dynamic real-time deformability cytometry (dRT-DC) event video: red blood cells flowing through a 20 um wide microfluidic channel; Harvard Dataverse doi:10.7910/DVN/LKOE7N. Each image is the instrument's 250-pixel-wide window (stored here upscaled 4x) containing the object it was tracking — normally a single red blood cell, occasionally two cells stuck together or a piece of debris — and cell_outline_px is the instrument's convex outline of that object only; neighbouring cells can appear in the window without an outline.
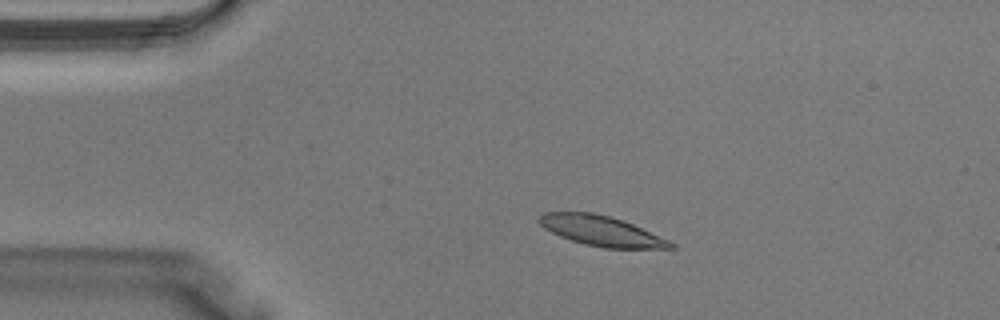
{"species": "Egyptian fruit bat (a non-hibernating species)", "species_latin": "Rousettus aegyptiacus", "temperature_condition": "warm", "stored_images_in_passage": 38, "camera_frame_rate_fps": 3000, "um_per_image_px": 0.085, "animal": {"sex": "male"}, "frame": {"image": 1, "passage_image": 7, "time_ms": 2.0, "image_size_px": [1000, 320], "cell_outline_px": [[676, 248], [604, 248], [584, 244], [560, 236], [544, 228], [536, 220], [536, 216], [544, 212], [592, 212], [624, 220], [668, 240], [676, 244]], "centroid_in_image_um": [51.07, 19.61], "position_along_channel_um": 33.9, "area_um2": 23.0}}
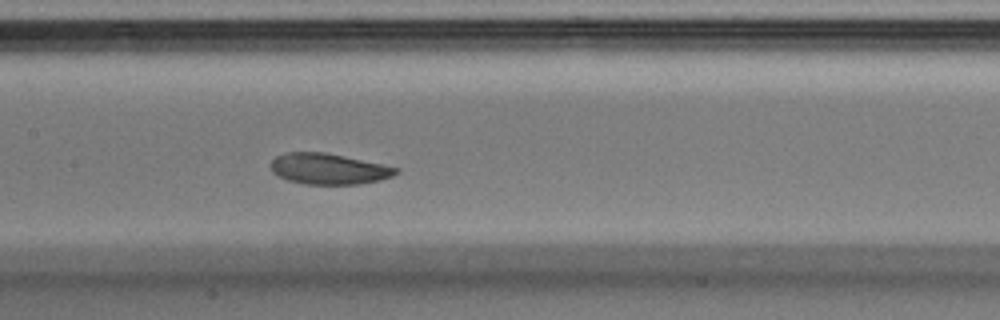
{"frame": {"image": 2, "passage_image": 18, "time_ms": 5.667, "image_size_px": [1000, 320], "cell_outline_px": [[400, 172], [392, 176], [380, 180], [360, 184], [304, 184], [288, 180], [276, 176], [272, 172], [272, 160], [276, 156], [288, 152], [324, 152], [384, 164], [400, 168]], "centroid_in_image_um": [27.96, 14.36], "position_along_channel_um": 179.4, "area_um2": 22.6}}
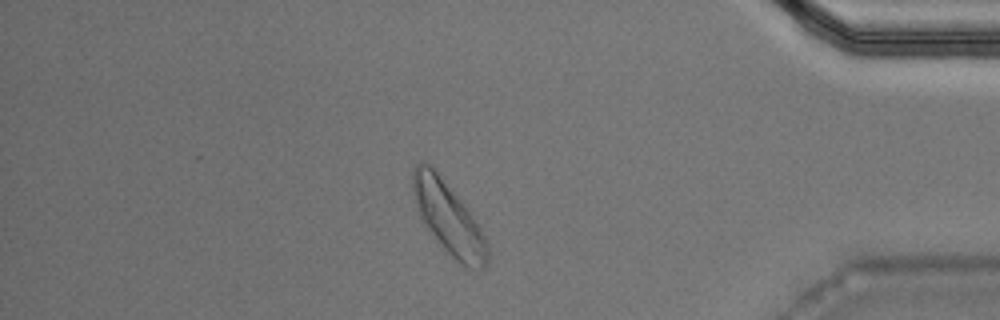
{"frame": {"image": 3, "passage_image": 33, "time_ms": 10.667, "image_size_px": [1000, 320], "cell_outline_px": [[488, 260], [484, 268], [464, 268], [444, 248], [424, 224], [416, 208], [412, 188], [412, 172], [416, 164], [420, 160], [436, 168], [464, 204], [480, 228], [488, 244]], "centroid_in_image_um": [38.1, 18.49], "position_along_channel_um": 397.1, "area_um2": 31.21}}